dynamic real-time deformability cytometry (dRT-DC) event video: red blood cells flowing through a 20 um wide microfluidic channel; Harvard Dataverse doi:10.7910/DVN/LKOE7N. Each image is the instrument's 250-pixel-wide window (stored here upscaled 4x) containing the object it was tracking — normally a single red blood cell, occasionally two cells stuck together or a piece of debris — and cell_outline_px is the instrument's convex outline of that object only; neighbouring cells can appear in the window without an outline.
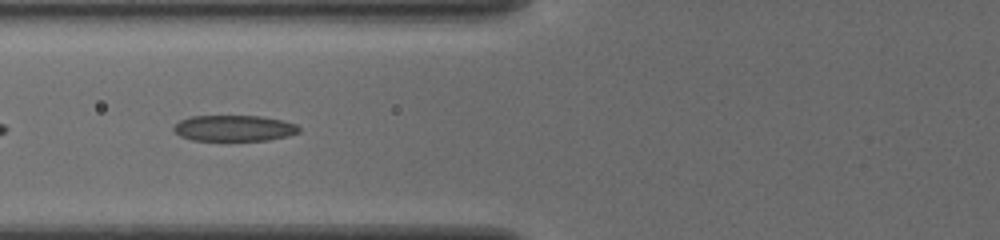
{"species": "common noctule bat (a hibernating species)", "species_latin": "Nyctalus noctula", "temperature_condition": "cold", "stored_images_in_passage": 34, "camera_frame_rate_fps": 3000, "um_per_image_px": 0.085, "animal": {"sex": "female", "body_mass_g": 19.5, "forearm_length_mm": 54.1}, "frame": {"image": 1, "passage_image": 4, "time_ms": 1.0, "image_size_px": [1000, 240], "cell_outline_px": [[300, 132], [288, 136], [268, 140], [192, 140], [180, 136], [172, 128], [180, 120], [188, 116], [260, 116], [280, 120], [296, 124], [300, 128]], "centroid_in_image_um": [19.89, 10.89], "position_along_channel_um": 105.9, "area_um2": 18.9}}
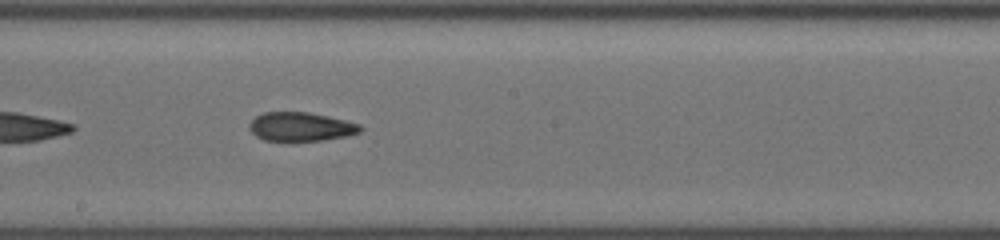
{"frame": {"image": 2, "passage_image": 13, "time_ms": 4.0, "image_size_px": [1000, 240], "cell_outline_px": [[364, 128], [360, 132], [348, 136], [324, 140], [288, 144], [264, 140], [256, 136], [248, 128], [248, 124], [256, 116], [264, 112], [308, 112], [344, 120], [360, 124]], "centroid_in_image_um": [25.54, 10.82], "position_along_channel_um": 222.7, "area_um2": 19.42}}
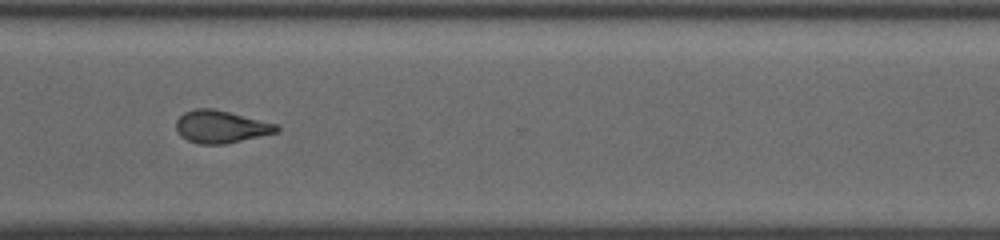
{"frame": {"image": 3, "passage_image": 23, "time_ms": 7.333, "image_size_px": [1000, 240], "cell_outline_px": [[280, 128], [276, 132], [224, 144], [200, 144], [188, 140], [180, 136], [176, 128], [176, 120], [184, 112], [196, 108], [212, 108], [276, 124]], "centroid_in_image_um": [18.72, 10.77], "position_along_channel_um": 351.9, "area_um2": 18.67}, "authors_computed_cell_mechanics": {"area_um2": 18.6983, "velocity_mm_per_s": 3.8844, "shape_relaxation_time_tau1_ms": 6.6156, "shape_relaxation_time_tau2_ms": 1.5139, "deformation_change_tau1": 0.211, "deformation_change_tau2": 0.0844}}